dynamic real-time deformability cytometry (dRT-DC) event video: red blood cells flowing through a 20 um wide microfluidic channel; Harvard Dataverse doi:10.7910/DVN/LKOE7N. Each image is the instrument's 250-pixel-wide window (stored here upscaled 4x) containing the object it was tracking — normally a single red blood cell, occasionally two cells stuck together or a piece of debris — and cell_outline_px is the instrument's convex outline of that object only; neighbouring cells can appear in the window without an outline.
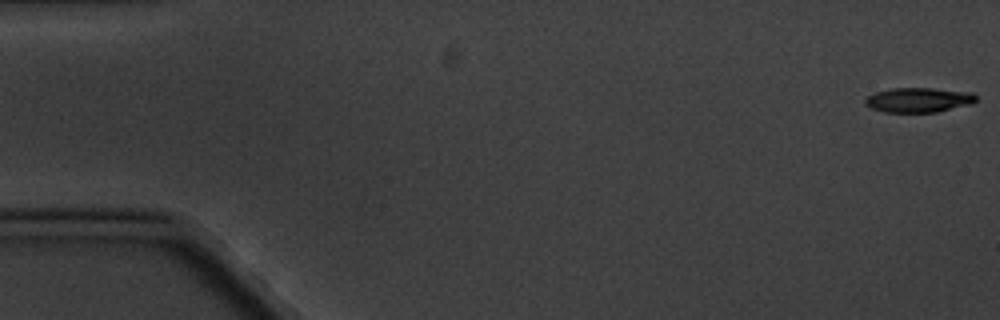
{"species": "common noctule bat (a hibernating species)", "species_latin": "Nyctalus noctula", "temperature_condition": "cold", "stored_images_in_passage": 8, "camera_frame_rate_fps": 3000, "um_per_image_px": 0.085, "animal": {"sex": "male", "body_mass_g": 20.1, "forearm_length_mm": 53.5}, "frame": {"image": 1, "passage_image": 1, "time_ms": 0.0, "image_size_px": [1000, 320], "cell_outline_px": [[976, 100], [972, 104], [936, 112], [884, 112], [872, 108], [864, 104], [864, 100], [868, 96], [876, 92], [892, 88], [932, 88], [972, 92], [976, 96]], "centroid_in_image_um": [78.08, 8.49], "position_along_channel_um": 6.9, "area_um2": 15.95}}
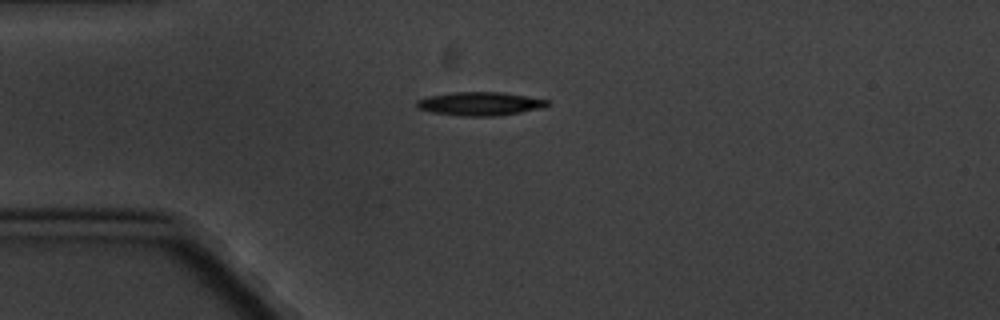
{"frame": {"image": 2, "passage_image": 5, "time_ms": 4.667, "image_size_px": [1000, 320], "cell_outline_px": [[548, 104], [540, 108], [520, 112], [492, 116], [464, 116], [432, 112], [420, 108], [416, 104], [416, 100], [428, 96], [452, 92], [500, 92], [548, 100]], "centroid_in_image_um": [40.75, 8.81], "position_along_channel_um": 44.3, "area_um2": 17.51}}